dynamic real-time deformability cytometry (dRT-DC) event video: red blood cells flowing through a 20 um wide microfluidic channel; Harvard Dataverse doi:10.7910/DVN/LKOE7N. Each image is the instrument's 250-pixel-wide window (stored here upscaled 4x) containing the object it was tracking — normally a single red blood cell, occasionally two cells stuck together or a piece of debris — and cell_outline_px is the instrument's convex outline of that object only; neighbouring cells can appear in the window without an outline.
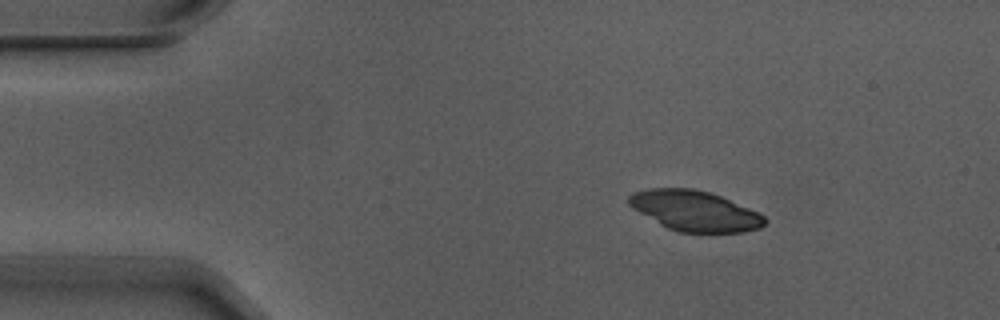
{"species": "Egyptian fruit bat (a non-hibernating species)", "species_latin": "Rousettus aegyptiacus", "temperature_condition": "warm", "stored_images_in_passage": 3, "camera_frame_rate_fps": 3000, "um_per_image_px": 0.085, "animal": {"sex": "male"}, "frame": {"image": 1, "passage_image": 1, "time_ms": 0.0, "image_size_px": [1000, 320], "cell_outline_px": [[768, 220], [760, 228], [744, 232], [680, 232], [668, 228], [660, 224], [632, 208], [628, 204], [628, 196], [632, 192], [648, 188], [692, 188], [708, 192], [720, 196], [748, 208], [764, 216]], "centroid_in_image_um": [59.03, 17.92], "position_along_channel_um": 26.0, "area_um2": 31.67}}